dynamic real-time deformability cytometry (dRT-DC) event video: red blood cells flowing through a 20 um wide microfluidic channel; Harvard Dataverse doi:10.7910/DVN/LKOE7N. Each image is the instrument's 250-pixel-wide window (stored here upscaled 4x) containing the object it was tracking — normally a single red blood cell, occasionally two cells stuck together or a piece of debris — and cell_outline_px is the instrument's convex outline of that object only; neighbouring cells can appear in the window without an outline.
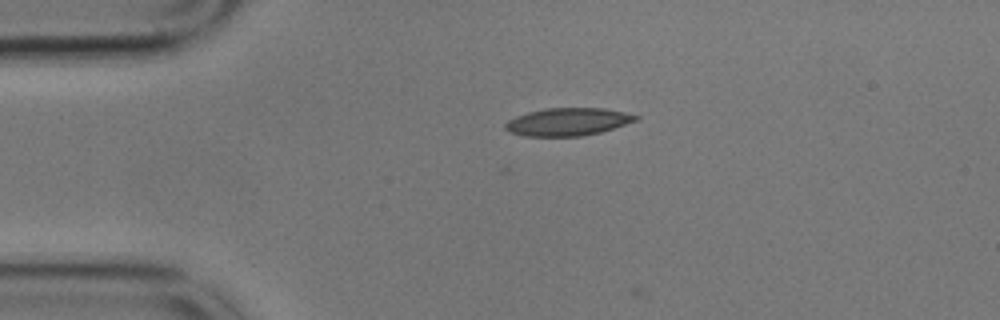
{"species": "common noctule bat (a hibernating species)", "species_latin": "Nyctalus noctula", "temperature_condition": "cold", "stored_images_in_passage": 4, "camera_frame_rate_fps": 3000, "um_per_image_px": 0.085, "animal": {"sex": "male", "body_mass_g": 17.9}, "frame": {"image": 1, "passage_image": 1, "time_ms": 0.0, "image_size_px": [1000, 320], "cell_outline_px": [[640, 120], [600, 132], [580, 136], [524, 136], [508, 132], [504, 128], [504, 124], [508, 120], [516, 116], [528, 112], [548, 108], [604, 108], [624, 112], [640, 116]], "centroid_in_image_um": [48.27, 10.35], "position_along_channel_um": 36.7, "area_um2": 21.15}}